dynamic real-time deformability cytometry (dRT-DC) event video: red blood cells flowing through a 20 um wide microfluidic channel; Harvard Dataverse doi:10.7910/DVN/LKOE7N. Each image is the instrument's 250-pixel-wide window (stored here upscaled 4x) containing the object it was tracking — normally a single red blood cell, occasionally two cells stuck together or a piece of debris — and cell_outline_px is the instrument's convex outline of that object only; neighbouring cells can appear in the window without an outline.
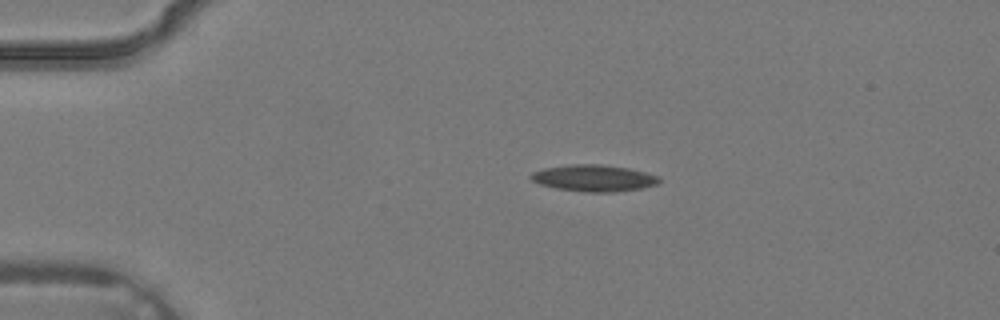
{"species": "common noctule bat (a hibernating species)", "species_latin": "Nyctalus noctula", "temperature_condition": "warm", "stored_images_in_passage": 3, "camera_frame_rate_fps": 3000, "um_per_image_px": 0.085, "animal": {"sex": "male", "body_mass_g": 19.2, "forearm_length_mm": 51.8}, "frame": {"image": 1, "passage_image": 1, "time_ms": 0.0, "image_size_px": [1000, 320], "cell_outline_px": [[660, 180], [656, 184], [644, 188], [612, 192], [588, 192], [556, 188], [540, 184], [532, 180], [528, 176], [532, 172], [544, 168], [572, 164], [600, 164], [628, 168], [660, 176]], "centroid_in_image_um": [50.47, 15.13], "position_along_channel_um": 34.5, "area_um2": 19.83}}
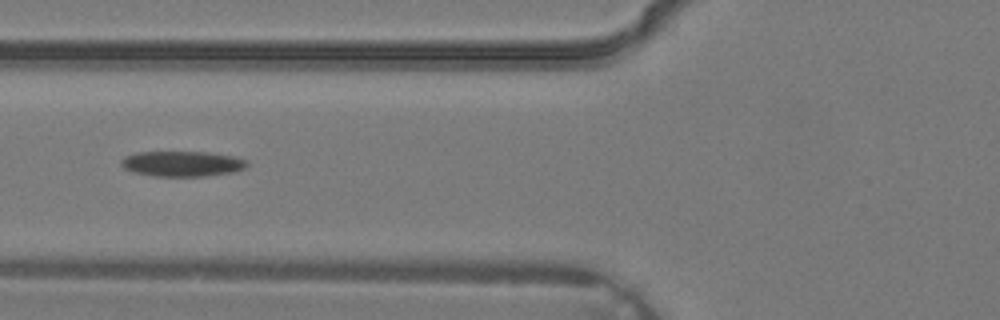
{"frame": {"image": 2, "passage_image": 3, "time_ms": 0.667, "image_size_px": [1000, 320], "cell_outline_px": [[248, 164], [244, 168], [232, 172], [204, 176], [156, 176], [136, 172], [124, 168], [120, 164], [120, 160], [124, 156], [136, 152], [208, 152], [236, 156], [248, 160]], "centroid_in_image_um": [15.5, 13.9], "position_along_channel_um": 110.3, "area_um2": 18.61}}